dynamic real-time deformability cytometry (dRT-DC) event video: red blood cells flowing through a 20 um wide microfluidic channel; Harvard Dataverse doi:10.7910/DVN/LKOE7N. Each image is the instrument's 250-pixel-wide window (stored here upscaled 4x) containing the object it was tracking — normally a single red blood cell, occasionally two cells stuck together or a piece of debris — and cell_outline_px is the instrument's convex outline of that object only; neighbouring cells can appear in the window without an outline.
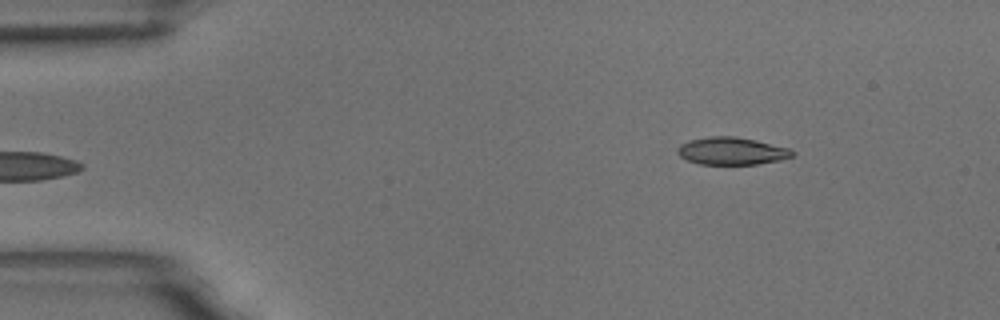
{"species": "common noctule bat (a hibernating species)", "species_latin": "Nyctalus noctula", "temperature_condition": "room temperature", "stored_images_in_passage": 48, "camera_frame_rate_fps": 3000, "um_per_image_px": 0.085, "animal": {"sex": "male", "body_mass_g": 18.8}, "frame": {"image": 1, "passage_image": 1, "time_ms": 0.0, "image_size_px": [1000, 320], "cell_outline_px": [[780, 156], [768, 160], [748, 164], [708, 164], [692, 160], [688, 156], [688, 144], [700, 140], [748, 140], [764, 144], [776, 148]], "centroid_in_image_um": [62.1, 12.92], "position_along_channel_um": 22.9, "area_um2": 13.47}}
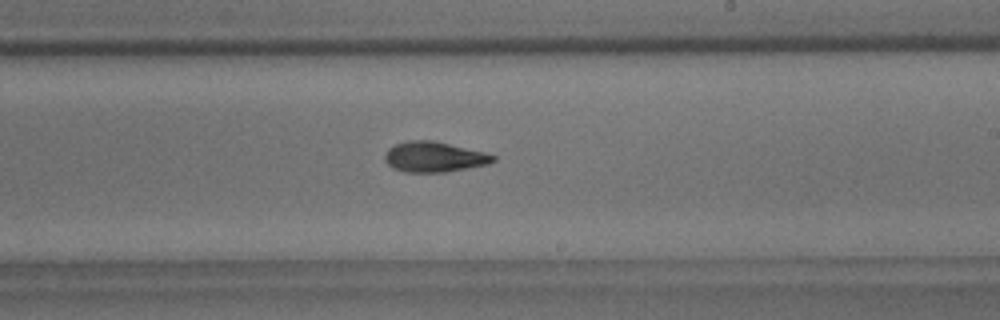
{"frame": {"image": 2, "passage_image": 26, "time_ms": 8.333, "image_size_px": [1000, 320], "cell_outline_px": [[492, 160], [476, 164], [452, 168], [404, 168], [388, 160], [388, 156], [392, 148], [404, 144], [440, 144], [492, 156]], "centroid_in_image_um": [36.92, 13.31], "position_along_channel_um": 252.1, "area_um2": 13.87}}
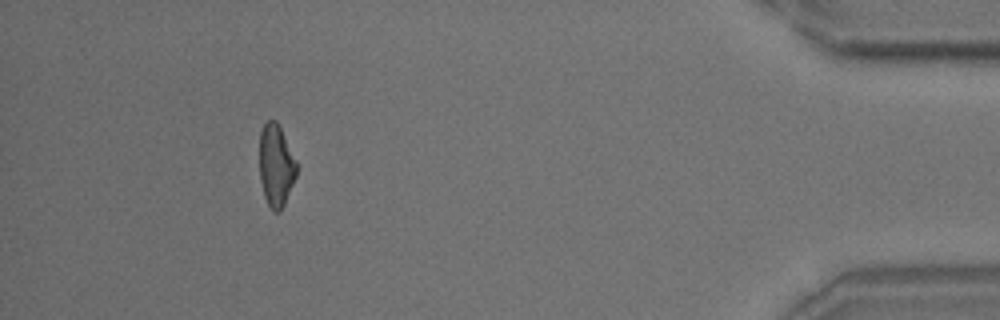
{"frame": {"image": 3, "passage_image": 44, "time_ms": 14.333, "image_size_px": [1000, 320], "cell_outline_px": [[296, 172], [284, 200], [280, 208], [268, 200], [264, 188], [260, 168], [260, 136], [264, 128], [276, 124], [296, 164]], "centroid_in_image_um": [23.45, 14.04], "position_along_channel_um": 411.8, "area_um2": 14.91}}